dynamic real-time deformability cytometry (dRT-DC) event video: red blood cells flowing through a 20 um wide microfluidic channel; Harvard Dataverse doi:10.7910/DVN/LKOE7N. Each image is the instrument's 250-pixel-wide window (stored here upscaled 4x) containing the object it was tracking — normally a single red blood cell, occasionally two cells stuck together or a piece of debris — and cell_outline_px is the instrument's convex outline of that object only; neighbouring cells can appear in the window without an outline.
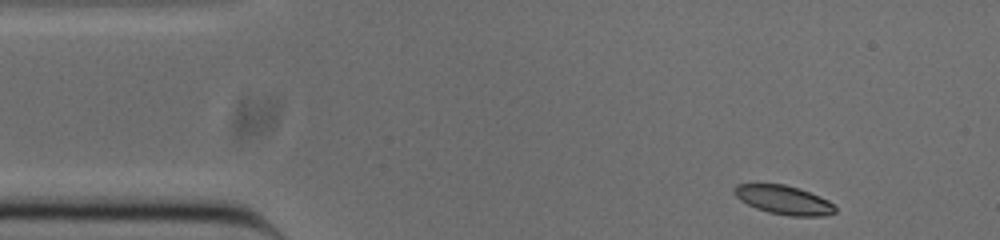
{"species": "common noctule bat (a hibernating species)", "species_latin": "Nyctalus noctula", "temperature_condition": "cold", "stored_images_in_passage": 48, "camera_frame_rate_fps": 3000, "um_per_image_px": 0.085, "animal": {"sex": "male", "body_mass_g": 20.0, "forearm_length_mm": 53.3}, "frame": {"image": 1, "passage_image": 1, "time_ms": 0.0, "image_size_px": [1000, 240], "cell_outline_px": [[836, 212], [824, 216], [792, 216], [768, 212], [756, 208], [740, 200], [732, 192], [732, 188], [736, 184], [784, 184], [800, 188], [820, 196], [828, 200], [836, 208]], "centroid_in_image_um": [66.61, 16.99], "position_along_channel_um": 18.4, "area_um2": 17.05}}
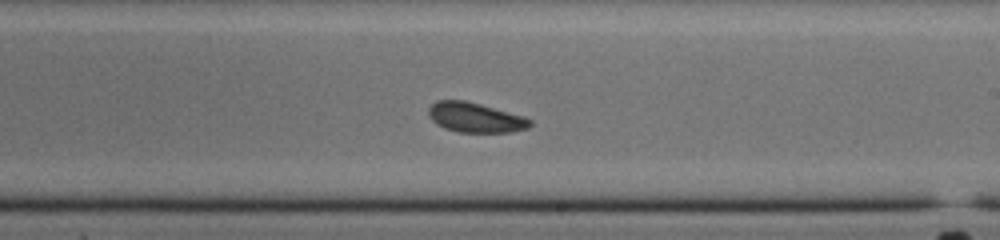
{"frame": {"image": 2, "passage_image": 25, "time_ms": 8.0, "image_size_px": [1000, 240], "cell_outline_px": [[532, 124], [528, 128], [512, 132], [460, 132], [444, 128], [436, 124], [428, 116], [428, 108], [436, 100], [464, 100], [480, 104], [524, 116], [532, 120]], "centroid_in_image_um": [40.39, 9.99], "position_along_channel_um": 248.6, "area_um2": 17.69}}
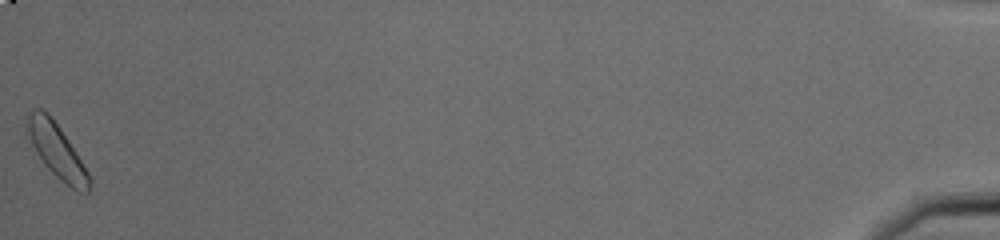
{"frame": {"image": 3, "passage_image": 48, "time_ms": 15.667, "image_size_px": [1000, 240], "cell_outline_px": [[88, 192], [76, 192], [60, 180], [44, 164], [28, 144], [24, 136], [24, 124], [32, 108], [40, 108], [48, 112], [60, 128], [76, 152], [88, 172]], "centroid_in_image_um": [4.7, 12.74], "position_along_channel_um": 430.5, "area_um2": 19.94}, "authors_computed_cell_mechanics": {"area_um2": 17.918, "velocity_mm_per_s": 3.8107, "shape_relaxation_time_tau1_ms": 3.631, "shape_relaxation_time_tau2_ms": 8.972, "deformation_change_tau1": 0.061, "deformation_change_tau2": 0.133}}